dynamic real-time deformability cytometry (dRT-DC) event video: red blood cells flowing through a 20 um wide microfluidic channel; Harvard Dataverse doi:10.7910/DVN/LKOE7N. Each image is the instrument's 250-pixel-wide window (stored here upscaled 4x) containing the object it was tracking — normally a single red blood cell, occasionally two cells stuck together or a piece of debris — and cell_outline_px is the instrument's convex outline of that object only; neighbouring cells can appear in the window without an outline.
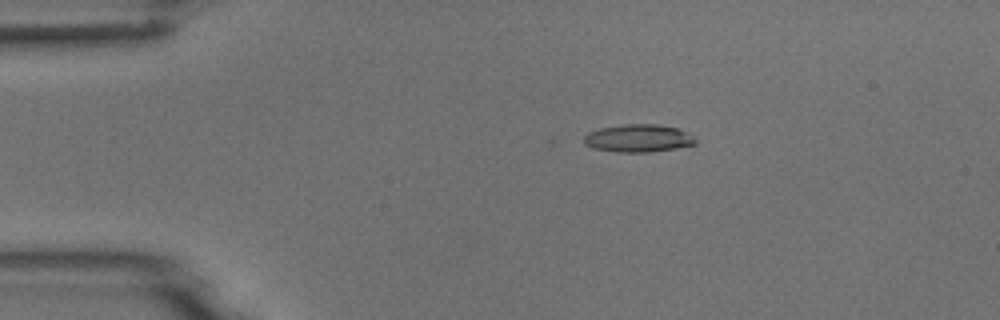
{"species": "common noctule bat (a hibernating species)", "species_latin": "Nyctalus noctula", "temperature_condition": "room temperature", "stored_images_in_passage": 4, "camera_frame_rate_fps": 3000, "um_per_image_px": 0.085, "animal": {"sex": "male", "body_mass_g": 18.8}, "frame": {"image": 1, "passage_image": 2, "time_ms": 2.0, "image_size_px": [1000, 320], "cell_outline_px": [[696, 144], [676, 148], [648, 152], [616, 152], [592, 148], [584, 144], [584, 136], [588, 132], [600, 128], [624, 124], [656, 124], [676, 128], [688, 132], [696, 140]], "centroid_in_image_um": [54.23, 11.75], "position_along_channel_um": 30.8, "area_um2": 18.03}}
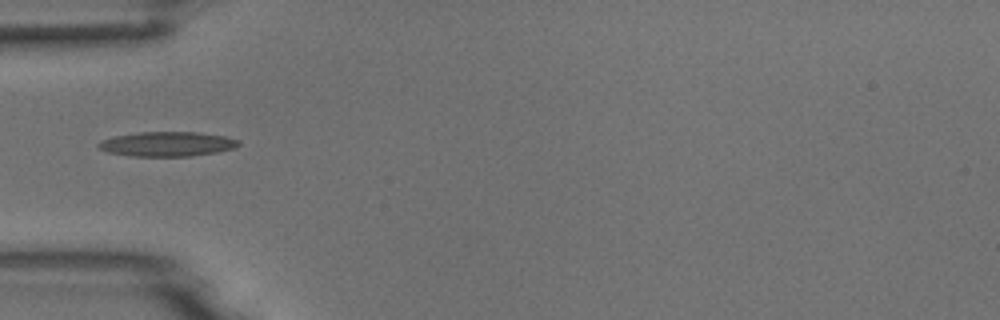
{"frame": {"image": 2, "passage_image": 4, "time_ms": 4.333, "image_size_px": [1000, 320], "cell_outline_px": [[240, 144], [236, 148], [216, 152], [192, 156], [132, 156], [108, 152], [100, 148], [96, 144], [100, 140], [112, 136], [136, 132], [196, 132], [228, 136], [240, 140]], "centroid_in_image_um": [14.23, 12.23], "position_along_channel_um": 70.8, "area_um2": 20.35}}